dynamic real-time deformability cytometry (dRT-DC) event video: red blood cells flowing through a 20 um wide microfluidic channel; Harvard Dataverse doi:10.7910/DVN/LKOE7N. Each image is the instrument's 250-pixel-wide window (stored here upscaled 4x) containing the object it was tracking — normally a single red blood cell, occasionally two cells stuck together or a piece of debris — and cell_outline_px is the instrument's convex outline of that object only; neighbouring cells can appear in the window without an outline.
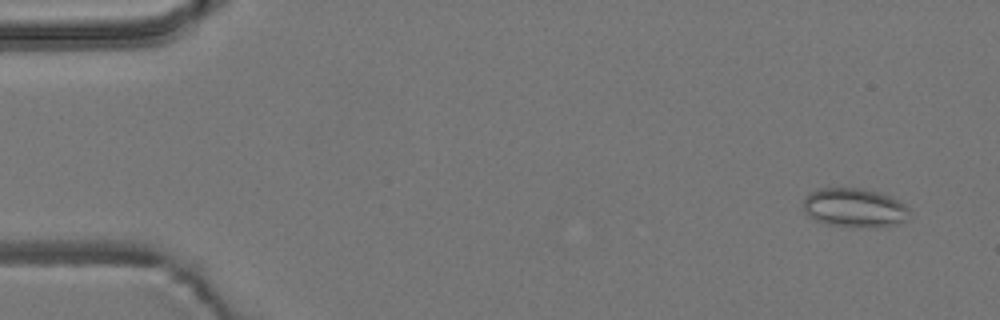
{"species": "common noctule bat (a hibernating species)", "species_latin": "Nyctalus noctula", "temperature_condition": "room temperature", "stored_images_in_passage": 5, "camera_frame_rate_fps": 3000, "um_per_image_px": 0.085, "animal": {"sex": "male", "body_mass_g": 19.2, "forearm_length_mm": 51.8}, "frame": {"image": 1, "passage_image": 1, "time_ms": 0.0, "image_size_px": [1000, 320], "cell_outline_px": [[912, 212], [908, 220], [896, 224], [828, 224], [816, 220], [808, 216], [804, 208], [804, 196], [808, 192], [816, 188], [860, 188], [880, 192], [904, 204]], "centroid_in_image_um": [72.6, 17.59], "position_along_channel_um": 12.4, "area_um2": 23.35}}
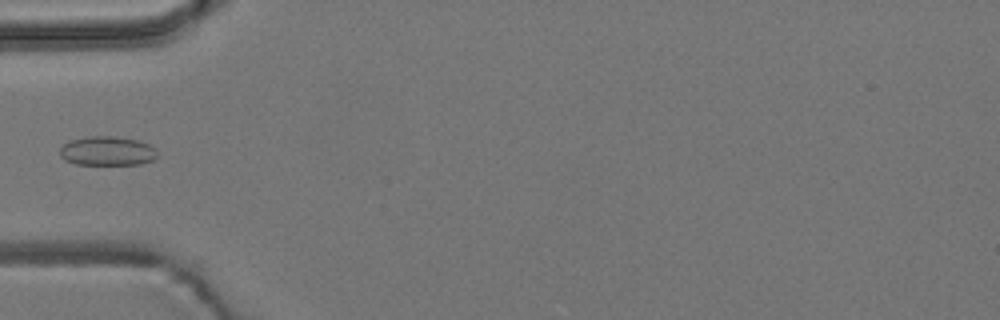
{"frame": {"image": 2, "passage_image": 5, "time_ms": 1.333, "image_size_px": [1000, 320], "cell_outline_px": [[156, 156], [152, 160], [140, 164], [76, 164], [64, 160], [60, 156], [60, 148], [68, 140], [88, 136], [116, 136], [140, 140], [156, 148]], "centroid_in_image_um": [9.1, 12.82], "position_along_channel_um": 75.9, "area_um2": 16.7}}